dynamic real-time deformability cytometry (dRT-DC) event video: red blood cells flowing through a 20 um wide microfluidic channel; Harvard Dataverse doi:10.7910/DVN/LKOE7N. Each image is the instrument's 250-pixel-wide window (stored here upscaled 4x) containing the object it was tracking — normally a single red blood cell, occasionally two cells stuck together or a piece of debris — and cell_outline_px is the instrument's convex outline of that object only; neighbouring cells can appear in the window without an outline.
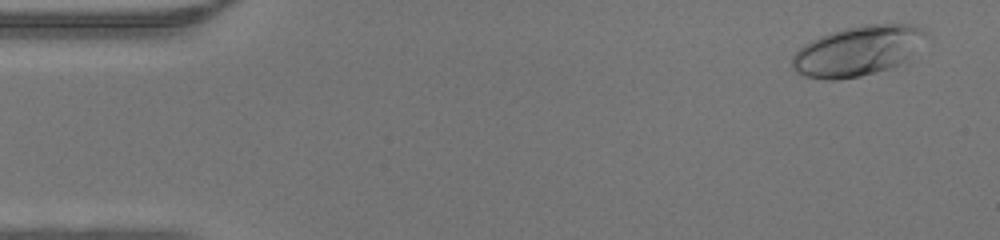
{"species": "human", "species_latin": "Homo sapiens", "temperature_condition": "warm", "stored_images_in_passage": 47, "camera_frame_rate_fps": 3000, "um_per_image_px": 0.085, "donor": {"sex": "male"}, "frame": {"image": 1, "passage_image": 3, "time_ms": 0.667, "image_size_px": [1000, 240], "cell_outline_px": [[928, 36], [904, 60], [888, 68], [876, 72], [860, 76], [836, 80], [828, 80], [804, 76], [796, 72], [792, 68], [792, 56], [804, 44], [820, 36], [844, 28], [864, 24], [908, 24], [920, 28], [928, 32]], "centroid_in_image_um": [72.86, 4.32], "position_along_channel_um": 12.1, "area_um2": 38.44}}
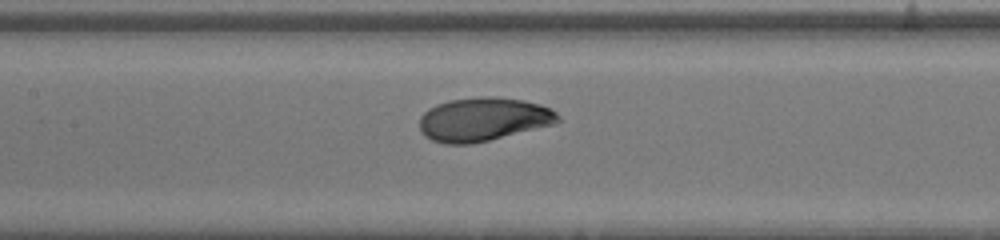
{"frame": {"image": 2, "passage_image": 22, "time_ms": 7.0, "image_size_px": [1000, 240], "cell_outline_px": [[560, 120], [552, 124], [472, 144], [444, 144], [432, 140], [424, 136], [420, 132], [420, 116], [428, 108], [436, 104], [448, 100], [480, 96], [496, 96], [524, 100], [540, 104], [556, 112], [560, 116]], "centroid_in_image_um": [41.02, 10.13], "position_along_channel_um": 166.4, "area_um2": 35.2}}
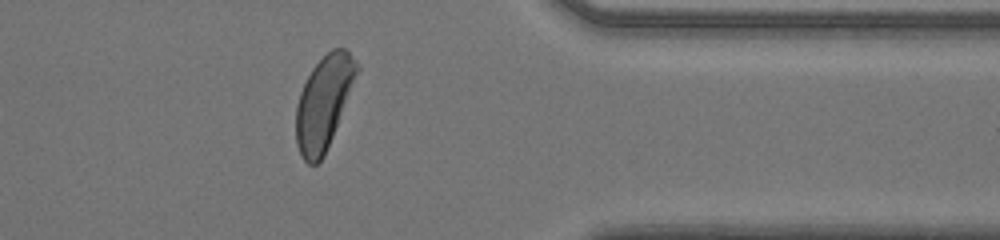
{"frame": {"image": 3, "passage_image": 38, "time_ms": 12.333, "image_size_px": [1000, 240], "cell_outline_px": [[360, 68], [324, 156], [316, 164], [308, 164], [304, 160], [296, 144], [296, 104], [300, 92], [312, 68], [332, 48], [344, 48], [356, 60]], "centroid_in_image_um": [27.51, 8.71], "position_along_channel_um": 383.9, "area_um2": 32.48}}